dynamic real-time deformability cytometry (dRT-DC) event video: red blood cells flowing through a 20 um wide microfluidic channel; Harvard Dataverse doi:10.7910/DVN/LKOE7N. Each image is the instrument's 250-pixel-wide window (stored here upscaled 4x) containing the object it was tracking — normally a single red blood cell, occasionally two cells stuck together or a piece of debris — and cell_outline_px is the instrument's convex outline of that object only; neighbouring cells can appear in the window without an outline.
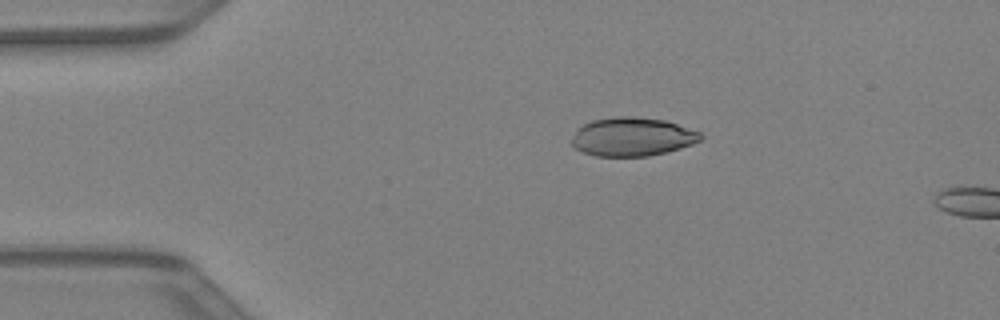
{"species": "Egyptian fruit bat (a non-hibernating species)", "species_latin": "Rousettus aegyptiacus", "temperature_condition": "warm", "stored_images_in_passage": 6, "camera_frame_rate_fps": 3000, "um_per_image_px": 0.085, "animal": {"sex": "female"}, "frame": {"image": 1, "passage_image": 3, "time_ms": 0.667, "image_size_px": [1000, 320], "cell_outline_px": [[704, 136], [700, 140], [692, 144], [680, 148], [648, 156], [596, 156], [584, 152], [576, 148], [572, 144], [572, 136], [584, 124], [592, 120], [616, 116], [636, 116], [664, 120], [700, 132]], "centroid_in_image_um": [53.75, 11.62], "position_along_channel_um": 31.3, "area_um2": 28.78}}